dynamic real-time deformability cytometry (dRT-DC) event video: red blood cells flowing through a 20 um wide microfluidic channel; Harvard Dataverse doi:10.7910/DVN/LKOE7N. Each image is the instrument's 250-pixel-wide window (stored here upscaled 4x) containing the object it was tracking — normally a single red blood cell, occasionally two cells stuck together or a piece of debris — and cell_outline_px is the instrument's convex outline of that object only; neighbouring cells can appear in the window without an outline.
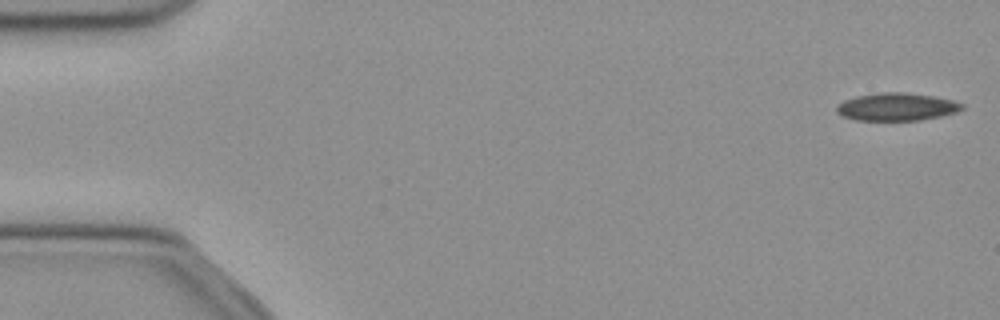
{"species": "common noctule bat (a hibernating species)", "species_latin": "Nyctalus noctula", "temperature_condition": "cold", "stored_images_in_passage": 50, "camera_frame_rate_fps": 3000, "um_per_image_px": 0.085, "animal": {"sex": "female", "body_mass_g": 21.9}, "frame": {"image": 1, "passage_image": 1, "time_ms": 0.0, "image_size_px": [1000, 320], "cell_outline_px": [[964, 108], [956, 112], [940, 116], [920, 120], [856, 120], [840, 116], [836, 112], [836, 104], [844, 100], [856, 96], [884, 92], [904, 92], [932, 96], [952, 100], [964, 104]], "centroid_in_image_um": [76.18, 9.08], "position_along_channel_um": 8.8, "area_um2": 20.29}}
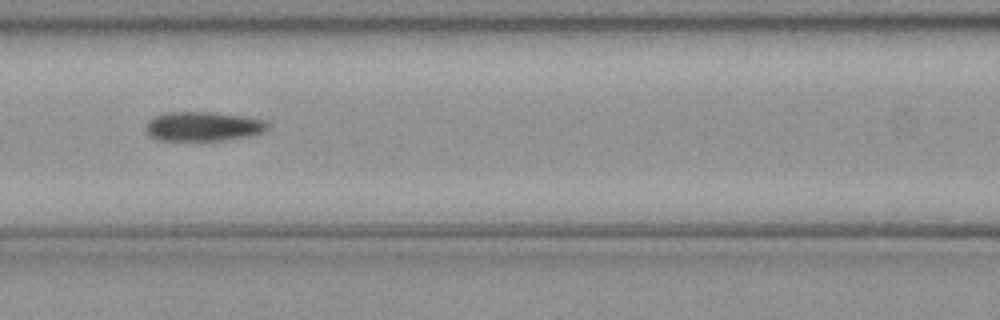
{"frame": {"image": 2, "passage_image": 22, "time_ms": 7.0, "image_size_px": [1000, 320], "cell_outline_px": [[268, 128], [264, 132], [252, 136], [228, 140], [160, 140], [148, 136], [144, 132], [144, 124], [148, 120], [156, 116], [168, 112], [212, 112], [244, 116], [264, 120], [268, 124]], "centroid_in_image_um": [17.24, 10.75], "position_along_channel_um": 149.4, "area_um2": 21.15}}
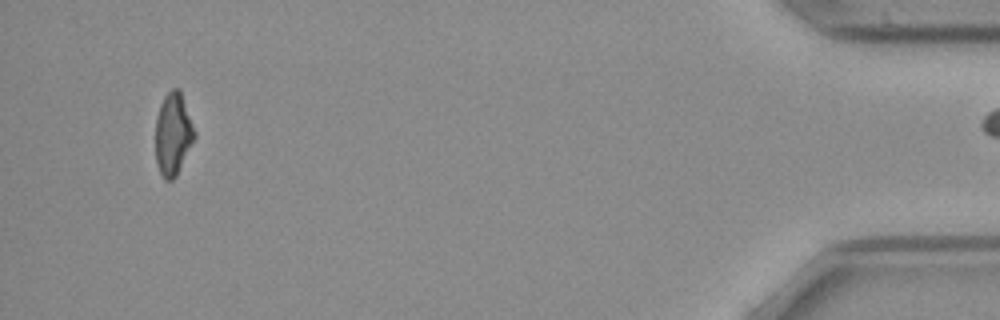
{"frame": {"image": 3, "passage_image": 49, "time_ms": 16.0, "image_size_px": [1000, 320], "cell_outline_px": [[196, 136], [176, 176], [172, 180], [164, 180], [160, 172], [156, 160], [156, 116], [160, 104], [164, 96], [172, 88], [180, 88], [196, 132]], "centroid_in_image_um": [14.72, 11.36], "position_along_channel_um": 420.5, "area_um2": 18.79}}